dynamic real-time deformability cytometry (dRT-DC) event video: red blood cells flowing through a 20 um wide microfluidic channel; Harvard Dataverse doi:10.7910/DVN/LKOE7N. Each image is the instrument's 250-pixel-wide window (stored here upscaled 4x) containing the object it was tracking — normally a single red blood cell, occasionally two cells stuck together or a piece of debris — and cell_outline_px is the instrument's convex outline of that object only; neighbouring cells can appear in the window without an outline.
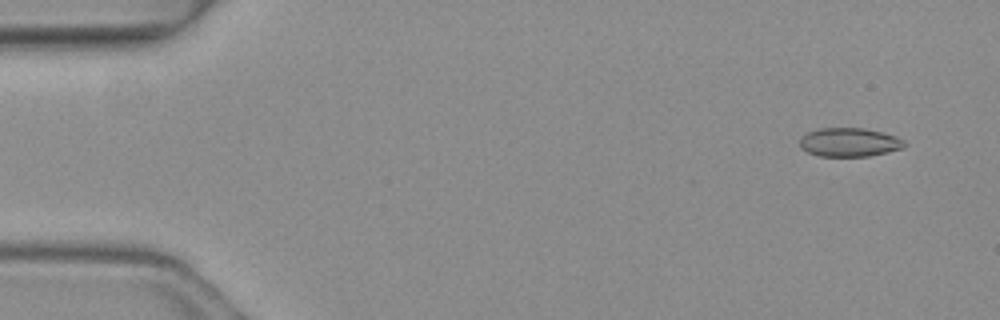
{"species": "common noctule bat (a hibernating species)", "species_latin": "Nyctalus noctula", "temperature_condition": "warm", "stored_images_in_passage": 2, "segment_of_instrument_passage": [2, 2], "camera_frame_rate_fps": 3000, "um_per_image_px": 0.085, "animal": {"sex": "female", "body_mass_g": 19.3, "forearm_length_mm": 54.1}, "frame": {"image": 1, "passage_image": 2, "time_ms": 0.333, "image_size_px": [1000, 320], "cell_outline_px": [[904, 148], [888, 152], [868, 156], [820, 156], [808, 152], [800, 148], [800, 140], [808, 132], [820, 128], [864, 128], [884, 132], [896, 136], [904, 140]], "centroid_in_image_um": [72.22, 12.09], "position_along_channel_um": 12.8, "area_um2": 17.51}}